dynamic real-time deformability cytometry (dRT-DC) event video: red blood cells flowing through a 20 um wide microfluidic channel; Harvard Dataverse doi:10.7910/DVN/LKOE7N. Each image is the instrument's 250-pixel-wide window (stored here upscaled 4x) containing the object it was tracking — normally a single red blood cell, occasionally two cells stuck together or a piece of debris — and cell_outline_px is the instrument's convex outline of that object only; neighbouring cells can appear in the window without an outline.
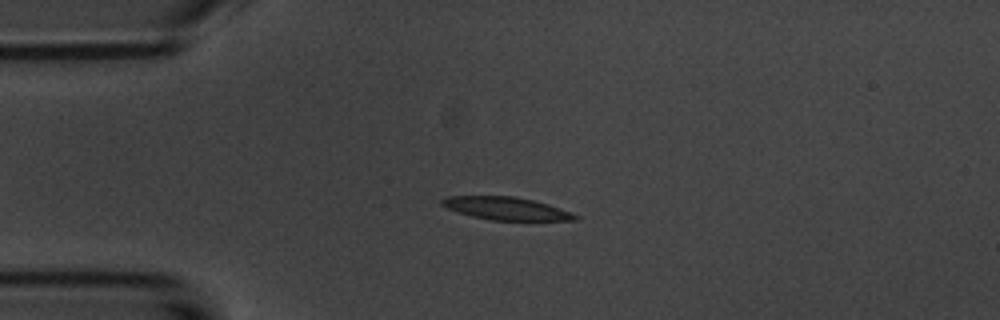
{"species": "common noctule bat (a hibernating species)", "species_latin": "Nyctalus noctula", "temperature_condition": "room temperature", "stored_images_in_passage": 7, "camera_frame_rate_fps": 3000, "um_per_image_px": 0.085, "animal": {"sex": "male", "body_mass_g": 20.1, "forearm_length_mm": 53.5}, "frame": {"image": 1, "passage_image": 1, "time_ms": 0.0, "image_size_px": [1000, 320], "cell_outline_px": [[580, 220], [492, 220], [472, 216], [456, 212], [440, 204], [440, 200], [448, 196], [512, 196], [532, 200], [548, 204], [580, 216]], "centroid_in_image_um": [43.0, 17.72], "position_along_channel_um": 42.0, "area_um2": 17.57}}
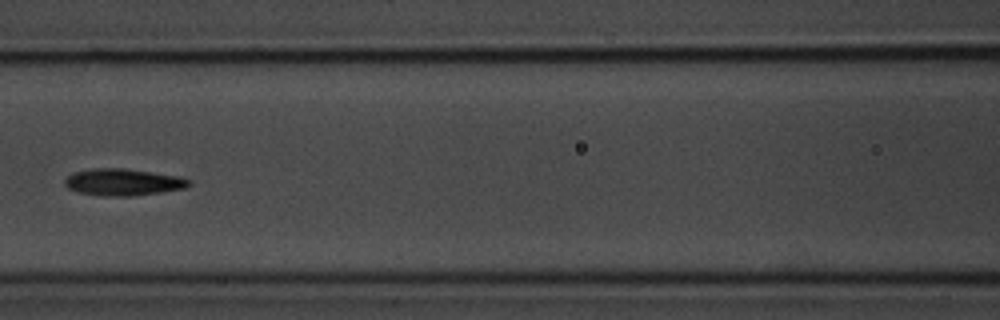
{"frame": {"image": 2, "passage_image": 4, "time_ms": 3.667, "image_size_px": [1000, 320], "cell_outline_px": [[192, 184], [184, 188], [160, 192], [132, 196], [104, 196], [80, 192], [68, 188], [64, 184], [64, 180], [72, 172], [92, 168], [124, 168], [180, 176], [192, 180]], "centroid_in_image_um": [10.47, 15.47], "position_along_channel_um": 156.1, "area_um2": 19.48}}
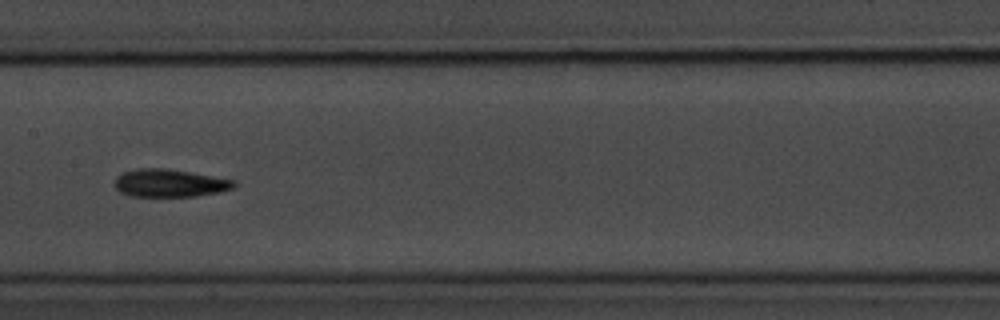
{"frame": {"image": 3, "passage_image": 5, "time_ms": 4.667, "image_size_px": [1000, 320], "cell_outline_px": [[236, 184], [232, 188], [220, 192], [196, 196], [132, 196], [120, 192], [116, 188], [116, 176], [124, 172], [140, 168], [164, 168], [236, 180]], "centroid_in_image_um": [14.43, 15.56], "position_along_channel_um": 193.0, "area_um2": 19.07}}